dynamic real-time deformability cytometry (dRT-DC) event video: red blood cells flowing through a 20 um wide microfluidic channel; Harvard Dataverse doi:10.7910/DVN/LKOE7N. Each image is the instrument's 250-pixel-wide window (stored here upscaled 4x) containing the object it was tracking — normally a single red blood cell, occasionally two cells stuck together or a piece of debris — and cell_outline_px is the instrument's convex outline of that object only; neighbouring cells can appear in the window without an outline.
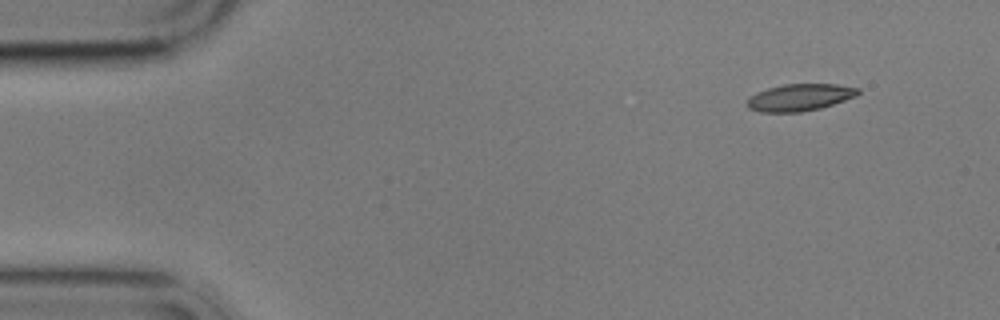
{"species": "common noctule bat (a hibernating species)", "species_latin": "Nyctalus noctula", "temperature_condition": "cold", "stored_images_in_passage": 3, "camera_frame_rate_fps": 3000, "um_per_image_px": 0.085, "animal": {"sex": "male", "body_mass_g": 17.9}, "frame": {"image": 1, "passage_image": 1, "time_ms": 0.0, "image_size_px": [1000, 320], "cell_outline_px": [[860, 92], [856, 96], [820, 108], [800, 112], [760, 112], [748, 108], [744, 104], [752, 96], [768, 88], [784, 84], [836, 84], [860, 88]], "centroid_in_image_um": [67.99, 8.28], "position_along_channel_um": 17.0, "area_um2": 17.28}}